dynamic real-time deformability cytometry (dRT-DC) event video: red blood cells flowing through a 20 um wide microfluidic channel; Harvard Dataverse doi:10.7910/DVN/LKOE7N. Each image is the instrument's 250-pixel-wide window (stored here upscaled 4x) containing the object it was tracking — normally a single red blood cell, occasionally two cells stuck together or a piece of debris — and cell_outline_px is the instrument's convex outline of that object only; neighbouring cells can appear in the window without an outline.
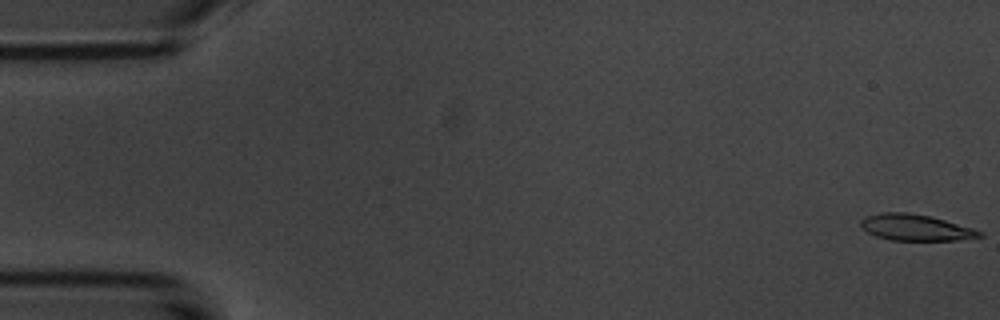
{"species": "common noctule bat (a hibernating species)", "species_latin": "Nyctalus noctula", "temperature_condition": "room temperature", "stored_images_in_passage": 5, "camera_frame_rate_fps": 3000, "um_per_image_px": 0.085, "animal": {"sex": "male", "body_mass_g": 20.1, "forearm_length_mm": 53.5}, "frame": {"image": 1, "passage_image": 1, "time_ms": 0.0, "image_size_px": [1000, 320], "cell_outline_px": [[984, 236], [956, 240], [888, 240], [876, 236], [860, 228], [860, 220], [864, 216], [880, 212], [908, 212], [932, 216], [972, 228], [984, 232]], "centroid_in_image_um": [77.78, 19.33], "position_along_channel_um": 7.2, "area_um2": 18.38}}
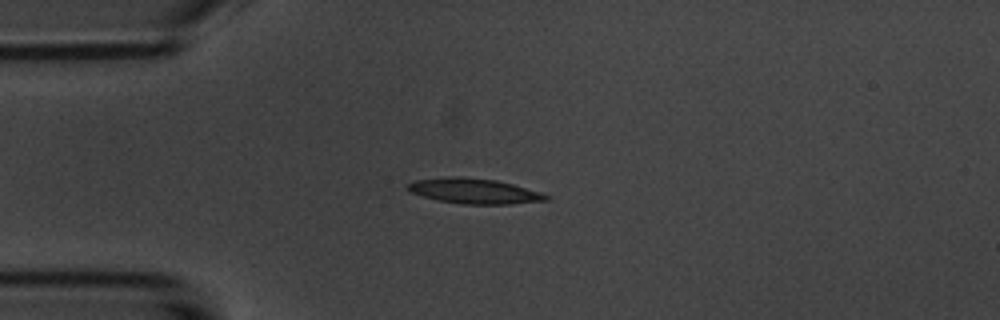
{"frame": {"image": 2, "passage_image": 4, "time_ms": 4.333, "image_size_px": [1000, 320], "cell_outline_px": [[548, 200], [512, 204], [464, 204], [436, 200], [412, 192], [408, 188], [408, 184], [412, 180], [448, 176], [460, 176], [496, 180], [512, 184], [540, 192], [548, 196]], "centroid_in_image_um": [40.28, 16.23], "position_along_channel_um": 44.7, "area_um2": 20.23}}
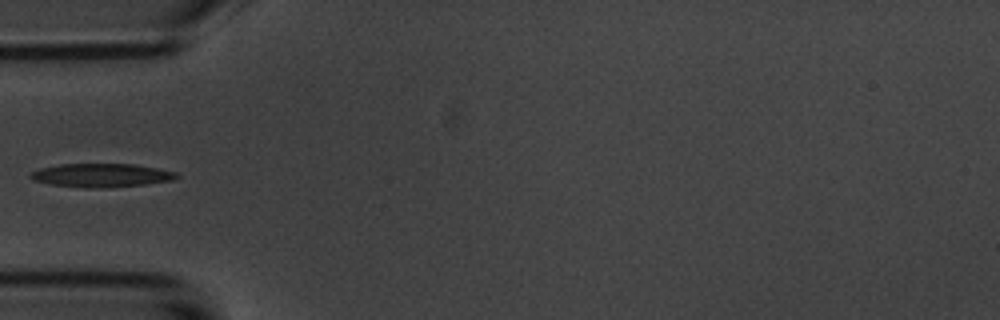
{"frame": {"image": 3, "passage_image": 5, "time_ms": 5.667, "image_size_px": [1000, 320], "cell_outline_px": [[180, 176], [172, 180], [144, 184], [96, 188], [84, 188], [52, 184], [32, 180], [28, 176], [32, 172], [40, 168], [60, 164], [132, 164], [156, 168], [176, 172]], "centroid_in_image_um": [8.58, 14.89], "position_along_channel_um": 76.4, "area_um2": 19.83}}